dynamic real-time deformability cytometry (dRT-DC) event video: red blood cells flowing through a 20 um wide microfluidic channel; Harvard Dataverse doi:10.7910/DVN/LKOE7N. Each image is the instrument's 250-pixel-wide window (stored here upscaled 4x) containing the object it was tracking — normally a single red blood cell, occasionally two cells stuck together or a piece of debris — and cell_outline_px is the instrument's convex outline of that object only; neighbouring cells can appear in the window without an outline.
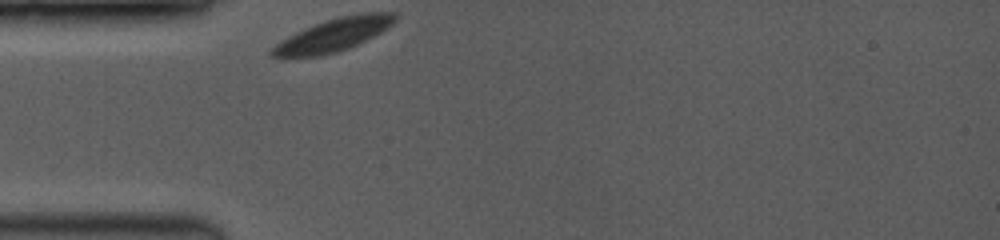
{"species": "common noctule bat (a hibernating species)", "species_latin": "Nyctalus noctula", "temperature_condition": "room temperature", "stored_images_in_passage": 40, "camera_frame_rate_fps": 3500, "um_per_image_px": 0.085, "animal": {"sex": "female", "body_mass_g": 19.0, "forearm_length_mm": 53.3}, "frame": {"image": 1, "passage_image": 1, "time_ms": 0.0, "image_size_px": [1000, 240], "cell_outline_px": [[396, 20], [388, 28], [348, 48], [324, 56], [284, 60], [280, 60], [268, 56], [268, 52], [280, 40], [304, 28], [340, 16], [364, 12], [396, 12]], "centroid_in_image_um": [28.22, 3.02], "position_along_channel_um": 56.8, "area_um2": 24.1}}
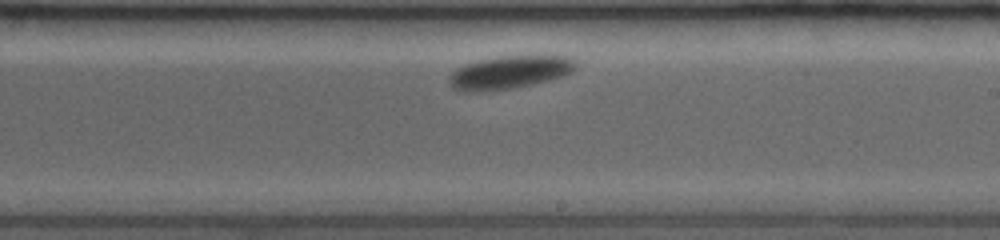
{"frame": {"image": 2, "passage_image": 22, "time_ms": 5.429, "image_size_px": [1000, 240], "cell_outline_px": [[576, 64], [564, 76], [516, 88], [492, 92], [464, 92], [452, 88], [448, 80], [448, 76], [452, 72], [464, 64], [480, 60], [500, 56], [568, 56], [576, 60]], "centroid_in_image_um": [43.24, 6.17], "position_along_channel_um": 245.8, "area_um2": 24.51}}
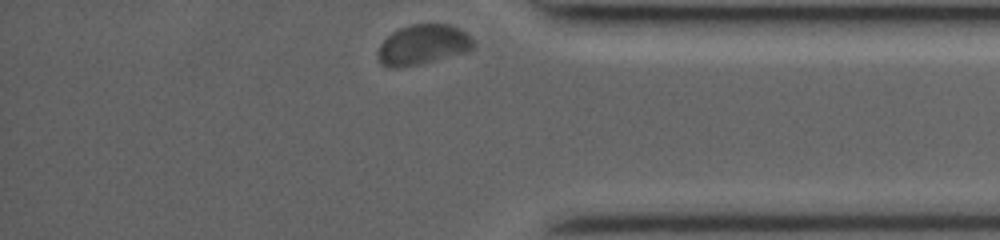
{"frame": {"image": 3, "passage_image": 39, "time_ms": 9.714, "image_size_px": [1000, 240], "cell_outline_px": [[476, 44], [468, 52], [420, 64], [400, 68], [388, 68], [380, 64], [376, 56], [380, 44], [392, 32], [400, 28], [412, 24], [448, 24], [460, 28]], "centroid_in_image_um": [35.91, 3.82], "position_along_channel_um": 399.3, "area_um2": 22.48}}